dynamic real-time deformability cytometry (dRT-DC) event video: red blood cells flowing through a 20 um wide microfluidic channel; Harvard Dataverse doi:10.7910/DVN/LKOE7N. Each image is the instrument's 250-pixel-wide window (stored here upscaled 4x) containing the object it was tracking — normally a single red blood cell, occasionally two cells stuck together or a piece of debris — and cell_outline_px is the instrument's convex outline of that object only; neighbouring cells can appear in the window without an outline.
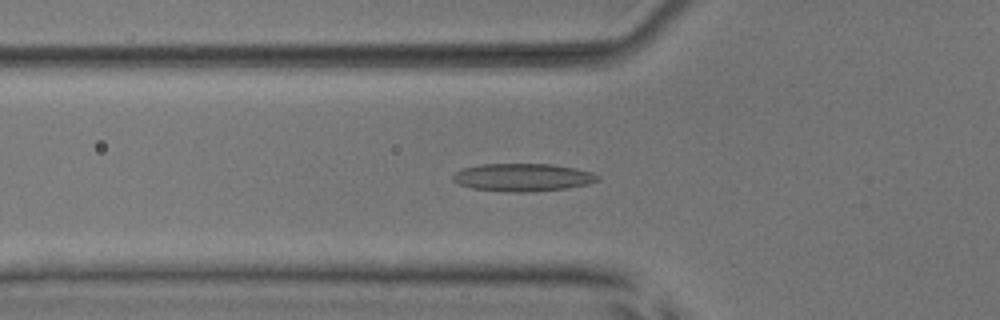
{"species": "common noctule bat (a hibernating species)", "species_latin": "Nyctalus noctula", "temperature_condition": "room temperature", "stored_images_in_passage": 52, "camera_frame_rate_fps": 3000, "um_per_image_px": 0.085, "animal": {"sex": "male", "body_mass_g": 17.9, "forearm_length_mm": 54.2}, "frame": {"image": 1, "passage_image": 18, "time_ms": 5.667, "image_size_px": [1000, 320], "cell_outline_px": [[600, 180], [588, 184], [564, 188], [532, 192], [508, 192], [472, 188], [460, 184], [452, 180], [452, 176], [456, 172], [464, 168], [480, 164], [552, 164], [576, 168], [592, 172], [600, 176]], "centroid_in_image_um": [44.46, 15.07], "position_along_channel_um": 81.3, "area_um2": 23.47}}
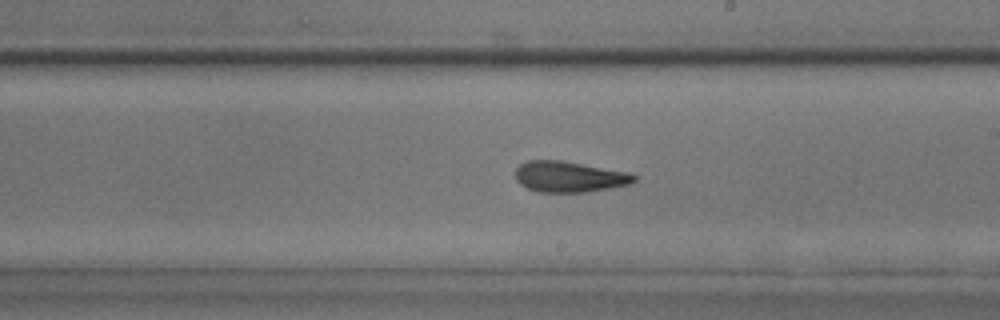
{"frame": {"image": 2, "passage_image": 30, "time_ms": 9.667, "image_size_px": [1000, 320], "cell_outline_px": [[636, 180], [628, 184], [608, 188], [584, 192], [540, 192], [528, 188], [520, 184], [516, 180], [516, 168], [520, 164], [528, 160], [560, 160], [624, 172], [636, 176]], "centroid_in_image_um": [48.31, 15.02], "position_along_channel_um": 240.7, "area_um2": 20.87}}
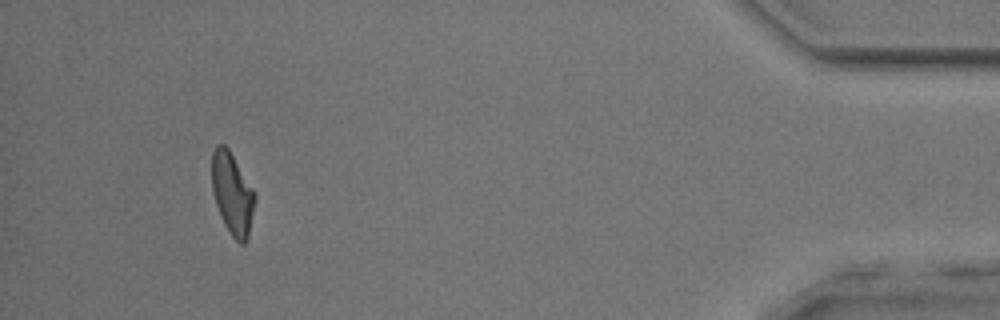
{"frame": {"image": 3, "passage_image": 48, "time_ms": 15.667, "image_size_px": [1000, 320], "cell_outline_px": [[256, 196], [248, 240], [244, 244], [240, 244], [232, 236], [224, 224], [216, 204], [212, 192], [212, 152], [216, 144], [224, 144], [228, 148], [252, 188]], "centroid_in_image_um": [19.74, 16.47], "position_along_channel_um": 415.5, "area_um2": 20.4}, "authors_computed_cell_mechanics": {"area_um2": 21.3282, "velocity_mm_per_s": 3.9837, "shape_relaxation_time_tau1_ms": 5.4279, "shape_relaxation_time_tau2_ms": 2.7092, "deformation_change_tau1": 0.1492, "deformation_change_tau2": 0.1179}}